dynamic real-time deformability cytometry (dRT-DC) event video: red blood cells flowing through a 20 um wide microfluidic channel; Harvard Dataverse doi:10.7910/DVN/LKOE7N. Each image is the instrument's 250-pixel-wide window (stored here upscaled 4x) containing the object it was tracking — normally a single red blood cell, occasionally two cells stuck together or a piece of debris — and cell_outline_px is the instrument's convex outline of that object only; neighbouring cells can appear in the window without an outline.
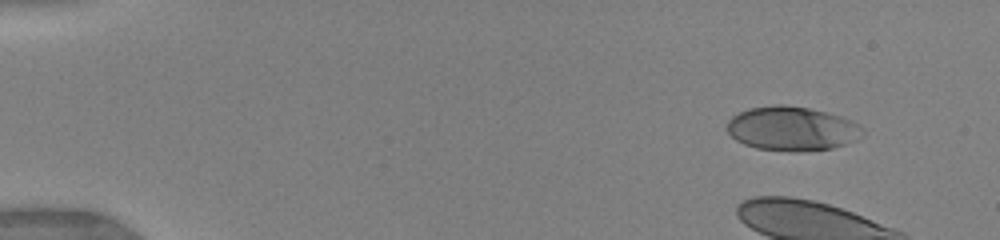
{"species": "human", "species_latin": "Homo sapiens", "temperature_condition": "warm", "stored_images_in_passage": 54, "camera_frame_rate_fps": 3000, "um_per_image_px": 0.085, "donor": {"sex": "female"}, "frame": {"image": 1, "passage_image": 8, "time_ms": 1.333, "image_size_px": [1000, 240], "cell_outline_px": [[864, 136], [856, 140], [832, 148], [756, 148], [744, 144], [736, 140], [728, 132], [728, 120], [732, 116], [748, 108], [776, 104], [784, 104], [808, 108], [828, 112], [852, 120], [864, 128]], "centroid_in_image_um": [67.34, 10.87], "position_along_channel_um": 17.7, "area_um2": 33.99}}